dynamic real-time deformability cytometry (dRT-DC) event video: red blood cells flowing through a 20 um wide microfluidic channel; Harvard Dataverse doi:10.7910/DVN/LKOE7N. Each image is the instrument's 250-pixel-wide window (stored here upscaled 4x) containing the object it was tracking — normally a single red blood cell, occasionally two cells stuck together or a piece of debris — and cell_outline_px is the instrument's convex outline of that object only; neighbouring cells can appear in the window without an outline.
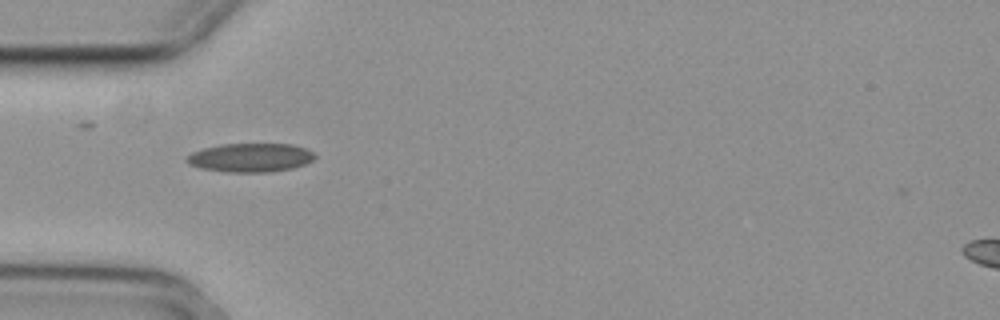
{"species": "common noctule bat (a hibernating species)", "species_latin": "Nyctalus noctula", "temperature_condition": "cold", "stored_images_in_passage": 4, "camera_frame_rate_fps": 3000, "um_per_image_px": 0.085, "animal": {"sex": "female", "body_mass_g": 29.2, "forearm_length_mm": 56.3}, "frame": {"image": 1, "passage_image": 1, "time_ms": 0.0, "image_size_px": [1000, 320], "cell_outline_px": [[316, 156], [312, 160], [304, 164], [292, 168], [268, 172], [228, 172], [200, 168], [188, 164], [184, 160], [192, 152], [204, 148], [220, 144], [292, 144], [316, 152]], "centroid_in_image_um": [21.28, 13.39], "position_along_channel_um": 63.7, "area_um2": 21.5}}
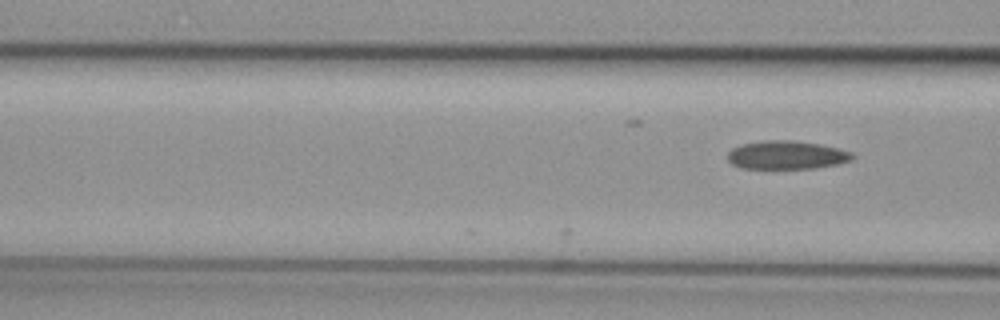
{"frame": {"image": 2, "passage_image": 4, "time_ms": 1.0, "image_size_px": [1000, 320], "cell_outline_px": [[856, 156], [852, 160], [836, 164], [816, 168], [740, 168], [732, 164], [728, 160], [728, 152], [732, 148], [740, 144], [764, 140], [792, 140], [820, 144], [852, 152]], "centroid_in_image_um": [66.85, 13.17], "position_along_channel_um": 99.7, "area_um2": 20.69}}